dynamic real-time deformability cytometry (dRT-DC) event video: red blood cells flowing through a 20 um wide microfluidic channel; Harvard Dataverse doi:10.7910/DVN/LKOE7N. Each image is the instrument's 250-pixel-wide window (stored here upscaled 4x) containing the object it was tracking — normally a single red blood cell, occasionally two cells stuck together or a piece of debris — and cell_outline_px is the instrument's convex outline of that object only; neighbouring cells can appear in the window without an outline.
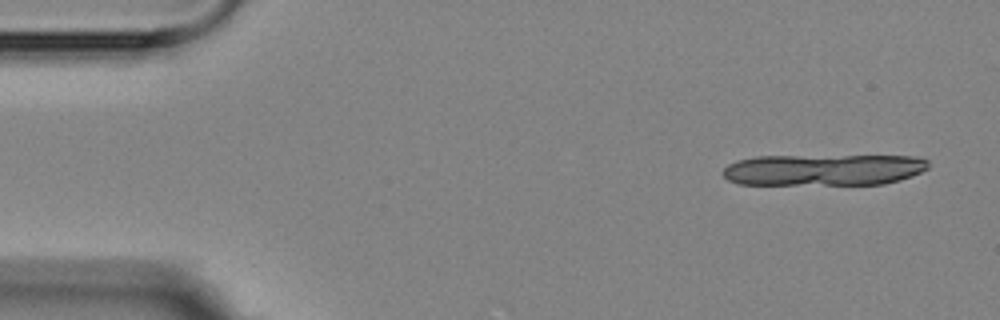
{"species": "Egyptian fruit bat (a non-hibernating species)", "species_latin": "Rousettus aegyptiacus", "temperature_condition": "room temperature", "stored_images_in_passage": 5, "camera_frame_rate_fps": 3000, "um_per_image_px": 0.085, "animal": {"sex": "female"}, "frame": {"image": 1, "passage_image": 1, "time_ms": 0.0, "image_size_px": [1000, 320], "cell_outline_px": [[928, 168], [912, 176], [900, 180], [884, 184], [740, 184], [728, 180], [724, 176], [724, 168], [728, 164], [736, 160], [756, 156], [916, 156], [928, 160]], "centroid_in_image_um": [70.01, 14.42], "position_along_channel_um": 15.0, "area_um2": 37.69}}